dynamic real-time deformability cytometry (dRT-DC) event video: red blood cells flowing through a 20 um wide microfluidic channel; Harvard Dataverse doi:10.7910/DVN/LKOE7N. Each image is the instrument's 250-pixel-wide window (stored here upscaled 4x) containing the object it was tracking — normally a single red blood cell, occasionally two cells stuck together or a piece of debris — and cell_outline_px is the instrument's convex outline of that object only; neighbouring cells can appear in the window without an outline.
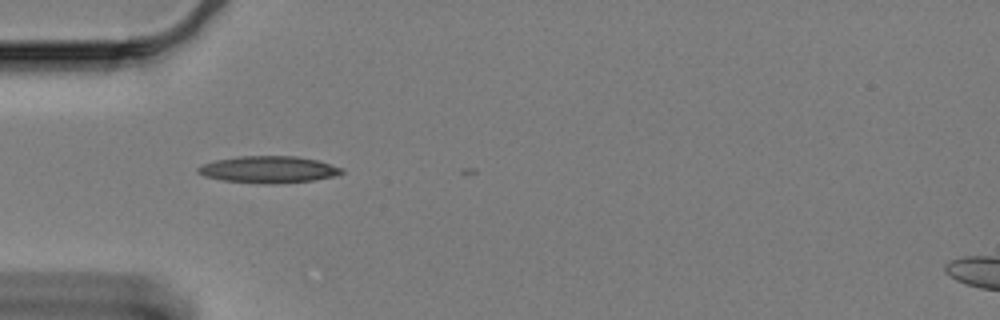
{"species": "Egyptian fruit bat (a non-hibernating species)", "species_latin": "Rousettus aegyptiacus", "temperature_condition": "cold", "stored_images_in_passage": 9, "camera_frame_rate_fps": 3000, "um_per_image_px": 0.085, "animal": {"sex": "female"}, "frame": {"image": 1, "passage_image": 2, "time_ms": 0.333, "image_size_px": [1000, 320], "cell_outline_px": [[344, 172], [336, 176], [312, 180], [276, 184], [264, 184], [224, 180], [204, 176], [196, 172], [196, 168], [204, 164], [216, 160], [240, 156], [296, 156], [316, 160], [344, 168]], "centroid_in_image_um": [22.84, 14.41], "position_along_channel_um": 62.2, "area_um2": 22.43}}
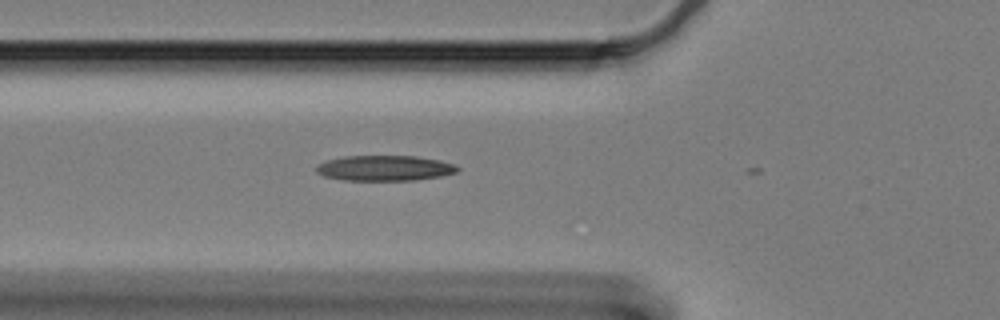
{"frame": {"image": 2, "passage_image": 5, "time_ms": 1.333, "image_size_px": [1000, 320], "cell_outline_px": [[460, 168], [456, 172], [440, 176], [416, 180], [344, 180], [324, 176], [316, 172], [316, 164], [328, 160], [344, 156], [416, 156], [440, 160], [452, 164]], "centroid_in_image_um": [32.67, 14.29], "position_along_channel_um": 93.1, "area_um2": 20.81}}
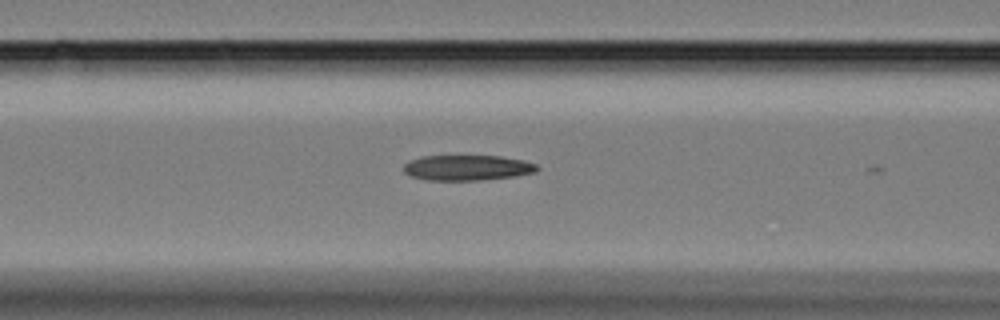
{"frame": {"image": 3, "passage_image": 8, "time_ms": 2.333, "image_size_px": [1000, 320], "cell_outline_px": [[540, 168], [536, 172], [516, 176], [480, 180], [424, 180], [412, 176], [404, 172], [404, 164], [408, 160], [420, 156], [500, 156], [524, 160], [536, 164]], "centroid_in_image_um": [39.72, 14.25], "position_along_channel_um": 126.9, "area_um2": 19.88}}